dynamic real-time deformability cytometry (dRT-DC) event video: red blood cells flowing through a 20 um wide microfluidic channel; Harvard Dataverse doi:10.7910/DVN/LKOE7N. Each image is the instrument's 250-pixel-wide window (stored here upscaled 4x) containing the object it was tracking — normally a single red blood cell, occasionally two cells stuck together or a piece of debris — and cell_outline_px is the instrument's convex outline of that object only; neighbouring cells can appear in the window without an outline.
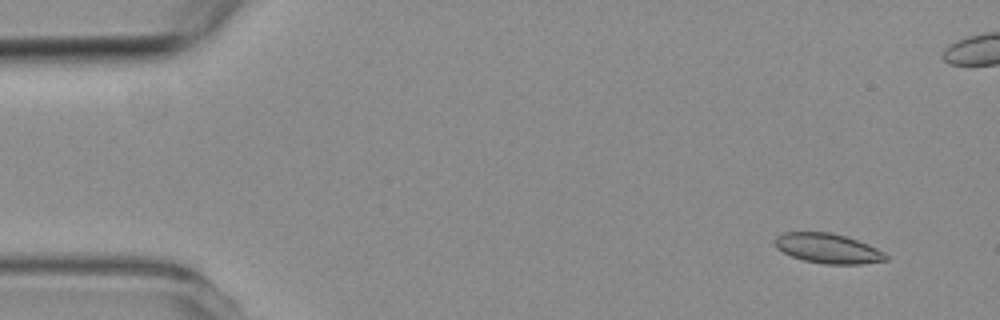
{"species": "common noctule bat (a hibernating species)", "species_latin": "Nyctalus noctula", "temperature_condition": "room temperature", "stored_images_in_passage": 6, "camera_frame_rate_fps": 3000, "um_per_image_px": 0.085, "animal": {"sex": "female", "body_mass_g": 19.3, "forearm_length_mm": 54.1}, "frame": {"image": 1, "passage_image": 2, "time_ms": 1.0, "image_size_px": [1000, 320], "cell_outline_px": [[888, 260], [860, 264], [824, 264], [804, 260], [792, 256], [776, 248], [776, 236], [784, 232], [828, 232], [844, 236], [868, 244], [876, 248], [888, 256]], "centroid_in_image_um": [70.37, 21.12], "position_along_channel_um": 14.6, "area_um2": 19.02}}